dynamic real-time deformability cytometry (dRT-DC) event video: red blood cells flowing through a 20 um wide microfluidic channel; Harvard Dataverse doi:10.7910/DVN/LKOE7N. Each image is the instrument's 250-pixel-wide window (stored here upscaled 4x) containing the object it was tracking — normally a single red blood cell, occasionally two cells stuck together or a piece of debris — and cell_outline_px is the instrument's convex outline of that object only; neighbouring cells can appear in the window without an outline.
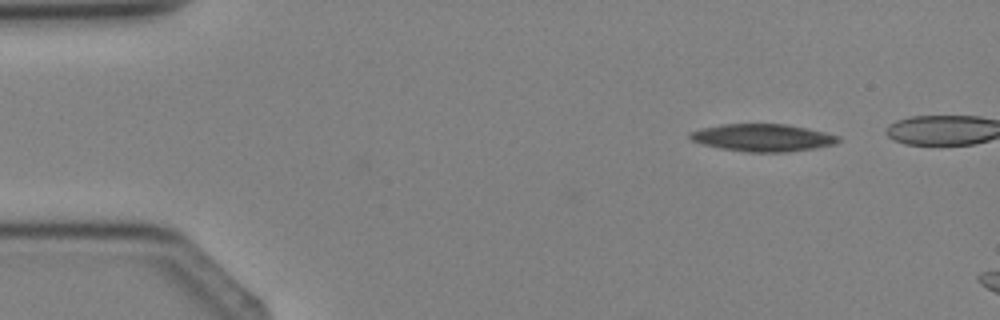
{"species": "Egyptian fruit bat (a non-hibernating species)", "species_latin": "Rousettus aegyptiacus", "temperature_condition": "cold", "stored_images_in_passage": 2, "camera_frame_rate_fps": 3000, "um_per_image_px": 0.085, "animal": {"sex": "female"}, "frame": {"image": 1, "passage_image": 2, "time_ms": 1.333, "image_size_px": [1000, 320], "cell_outline_px": [[840, 140], [836, 144], [788, 152], [748, 152], [720, 148], [704, 144], [692, 140], [688, 136], [688, 132], [700, 128], [720, 124], [788, 124], [808, 128], [840, 136]], "centroid_in_image_um": [64.82, 11.69], "position_along_channel_um": 20.2, "area_um2": 23.76}}